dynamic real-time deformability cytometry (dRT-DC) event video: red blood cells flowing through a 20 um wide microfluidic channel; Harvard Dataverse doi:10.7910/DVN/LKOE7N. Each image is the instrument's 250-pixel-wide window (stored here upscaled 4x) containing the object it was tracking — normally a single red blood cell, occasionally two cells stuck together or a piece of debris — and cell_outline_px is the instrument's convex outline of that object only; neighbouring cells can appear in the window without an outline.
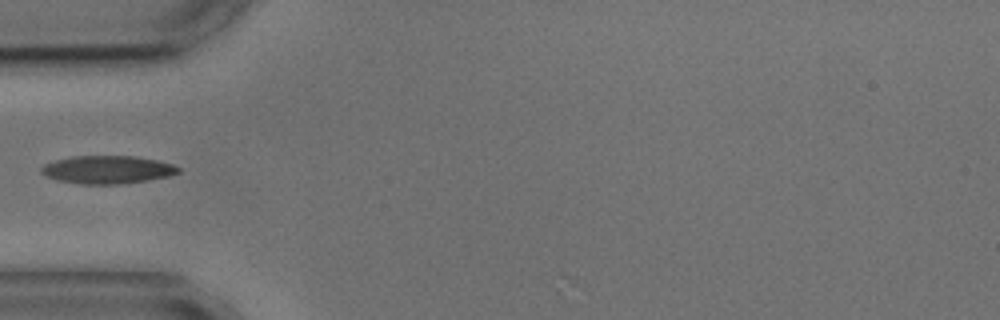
{"species": "common noctule bat (a hibernating species)", "species_latin": "Nyctalus noctula", "temperature_condition": "cold", "stored_images_in_passage": 1, "camera_frame_rate_fps": 3000, "um_per_image_px": 0.085, "animal": {"sex": "male", "body_mass_g": 17.9, "forearm_length_mm": 54.2}, "frame": {"image": 1, "passage_image": 1, "time_ms": 0.0, "image_size_px": [1000, 320], "cell_outline_px": [[180, 172], [168, 176], [120, 184], [80, 184], [56, 180], [44, 176], [40, 172], [40, 168], [44, 164], [56, 160], [72, 156], [136, 156], [156, 160], [172, 164], [180, 168]], "centroid_in_image_um": [9.08, 14.42], "position_along_channel_um": 75.9, "area_um2": 22.31}}